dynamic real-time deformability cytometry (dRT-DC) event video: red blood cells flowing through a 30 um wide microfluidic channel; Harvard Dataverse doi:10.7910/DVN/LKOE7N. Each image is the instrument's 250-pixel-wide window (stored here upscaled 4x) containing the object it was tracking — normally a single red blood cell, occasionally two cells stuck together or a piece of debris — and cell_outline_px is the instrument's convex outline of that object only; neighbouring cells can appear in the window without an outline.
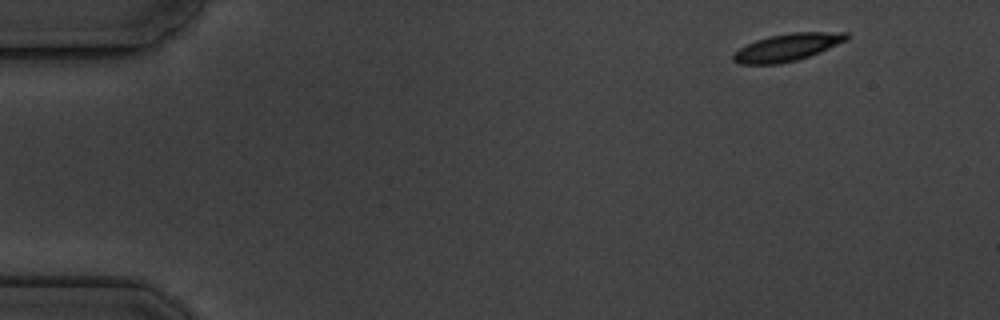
{"species": "common noctule bat (a hibernating species)", "species_latin": "Nyctalus noctula", "temperature_condition": "cold", "stored_images_in_passage": 4, "camera_frame_rate_fps": 3000, "um_per_image_px": 0.085, "animal": {"sex": "male", "body_mass_g": 19.5, "forearm_length_mm": 54.6}, "frame": {"image": 1, "passage_image": 1, "time_ms": 0.0, "image_size_px": [1000, 320], "cell_outline_px": [[852, 36], [848, 40], [808, 56], [796, 60], [776, 64], [740, 64], [732, 60], [732, 56], [740, 48], [756, 40], [768, 36], [792, 32], [848, 32]], "centroid_in_image_um": [66.95, 4.01], "position_along_channel_um": 18.0, "area_um2": 17.98}}
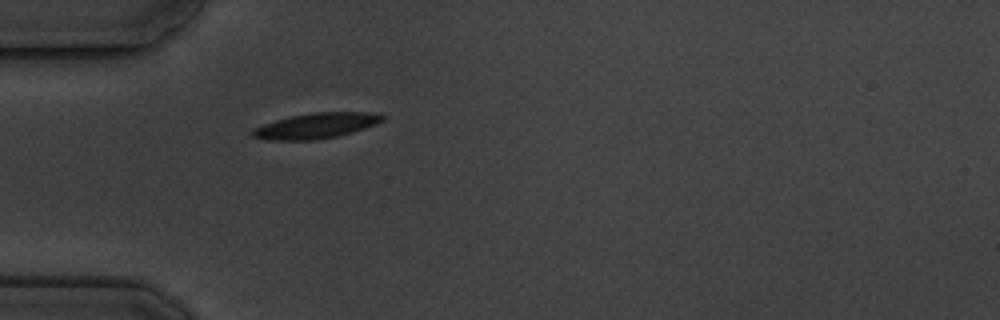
{"frame": {"image": 2, "passage_image": 4, "time_ms": 4.0, "image_size_px": [1000, 320], "cell_outline_px": [[384, 120], [376, 124], [352, 132], [336, 136], [316, 140], [268, 140], [252, 136], [248, 132], [252, 128], [276, 120], [292, 116], [312, 112], [380, 112], [384, 116]], "centroid_in_image_um": [26.86, 10.68], "position_along_channel_um": 58.1, "area_um2": 19.36}}